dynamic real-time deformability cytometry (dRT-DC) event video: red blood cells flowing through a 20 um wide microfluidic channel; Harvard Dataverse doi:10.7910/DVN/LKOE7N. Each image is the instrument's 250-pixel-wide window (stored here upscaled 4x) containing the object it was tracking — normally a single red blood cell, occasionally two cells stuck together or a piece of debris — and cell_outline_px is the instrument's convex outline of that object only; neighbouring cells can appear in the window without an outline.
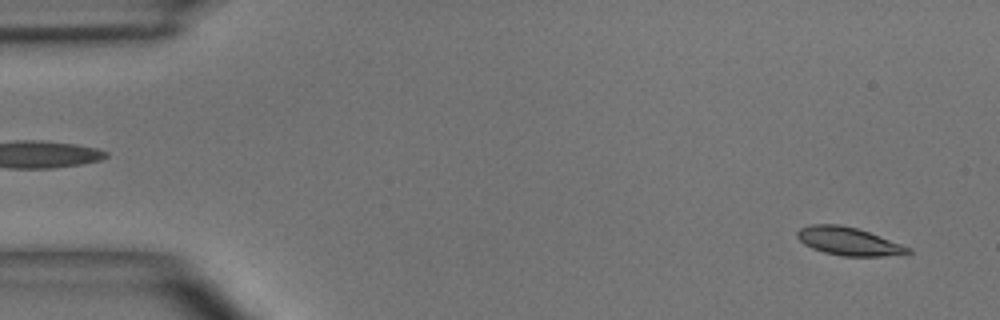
{"species": "common noctule bat (a hibernating species)", "species_latin": "Nyctalus noctula", "temperature_condition": "room temperature", "stored_images_in_passage": 2, "segment_of_instrument_passage": [2, 2], "camera_frame_rate_fps": 3000, "um_per_image_px": 0.085, "animal": {"sex": "male", "body_mass_g": 15.6}, "frame": {"image": 1, "passage_image": 2, "time_ms": 1.333, "image_size_px": [1000, 320], "cell_outline_px": [[912, 252], [884, 256], [840, 256], [824, 252], [812, 248], [804, 244], [796, 236], [796, 232], [800, 228], [812, 224], [840, 224], [856, 228], [880, 236], [912, 248]], "centroid_in_image_um": [72.1, 20.51], "position_along_channel_um": 12.9, "area_um2": 18.03}}